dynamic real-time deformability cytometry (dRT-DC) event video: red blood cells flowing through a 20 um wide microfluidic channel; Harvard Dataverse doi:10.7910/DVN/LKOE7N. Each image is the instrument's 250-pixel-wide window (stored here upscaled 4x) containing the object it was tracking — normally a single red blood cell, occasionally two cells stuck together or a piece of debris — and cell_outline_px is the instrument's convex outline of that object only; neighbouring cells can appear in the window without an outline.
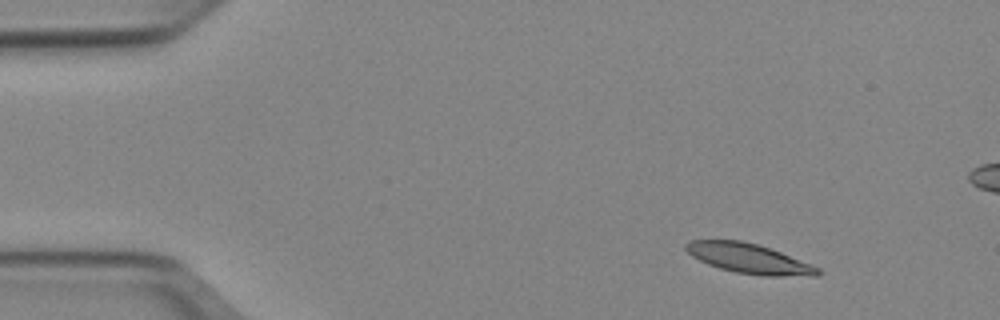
{"species": "Egyptian fruit bat (a non-hibernating species)", "species_latin": "Rousettus aegyptiacus", "temperature_condition": "cold", "stored_images_in_passage": 47, "camera_frame_rate_fps": 3000, "um_per_image_px": 0.085, "animal": {"sex": "female"}, "frame": {"image": 1, "passage_image": 1, "time_ms": 0.0, "image_size_px": [1000, 320], "cell_outline_px": [[824, 272], [820, 276], [764, 276], [736, 272], [720, 268], [708, 264], [692, 256], [684, 248], [684, 244], [688, 240], [740, 240], [756, 244], [780, 252], [812, 264], [820, 268]], "centroid_in_image_um": [63.7, 21.98], "position_along_channel_um": 21.3, "area_um2": 22.95}}
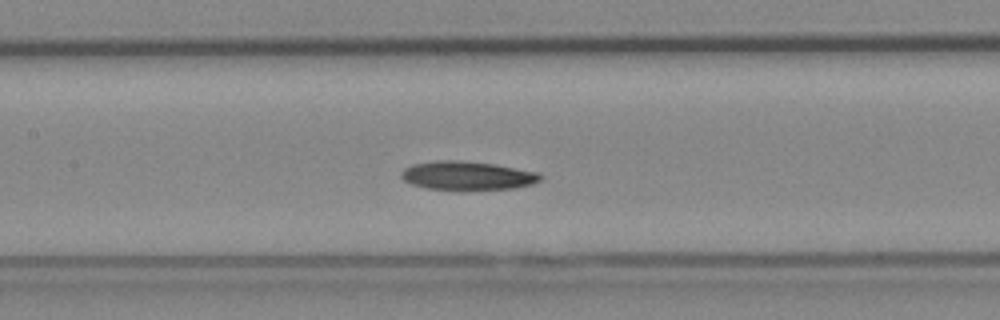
{"frame": {"image": 2, "passage_image": 19, "time_ms": 6.0, "image_size_px": [1000, 320], "cell_outline_px": [[544, 176], [540, 180], [532, 184], [516, 188], [428, 188], [412, 184], [404, 180], [400, 176], [400, 172], [404, 168], [412, 164], [436, 160], [460, 160], [496, 164], [536, 172]], "centroid_in_image_um": [39.71, 14.89], "position_along_channel_um": 167.7, "area_um2": 22.77}}
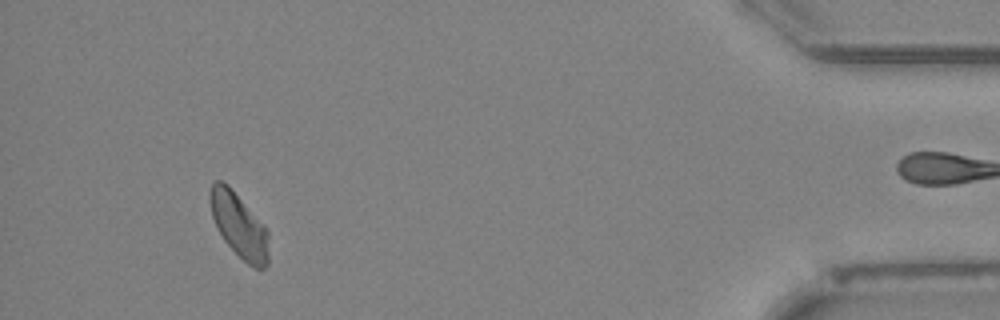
{"frame": {"image": 3, "passage_image": 43, "time_ms": 14.0, "image_size_px": [1000, 320], "cell_outline_px": [[268, 264], [264, 268], [256, 268], [248, 264], [224, 240], [216, 228], [212, 216], [208, 196], [208, 192], [212, 184], [216, 180], [220, 180], [228, 184], [264, 224], [268, 232]], "centroid_in_image_um": [20.3, 19.12], "position_along_channel_um": 414.9, "area_um2": 22.08}, "authors_computed_cell_mechanics": {"area_um2": 22.7154, "velocity_mm_per_s": 3.9042, "shape_relaxation_time_tau1_ms": 4.6968, "shape_relaxation_time_tau2_ms": null, "deformation_change_tau1": 0.1496, "deformation_change_tau2": null}}